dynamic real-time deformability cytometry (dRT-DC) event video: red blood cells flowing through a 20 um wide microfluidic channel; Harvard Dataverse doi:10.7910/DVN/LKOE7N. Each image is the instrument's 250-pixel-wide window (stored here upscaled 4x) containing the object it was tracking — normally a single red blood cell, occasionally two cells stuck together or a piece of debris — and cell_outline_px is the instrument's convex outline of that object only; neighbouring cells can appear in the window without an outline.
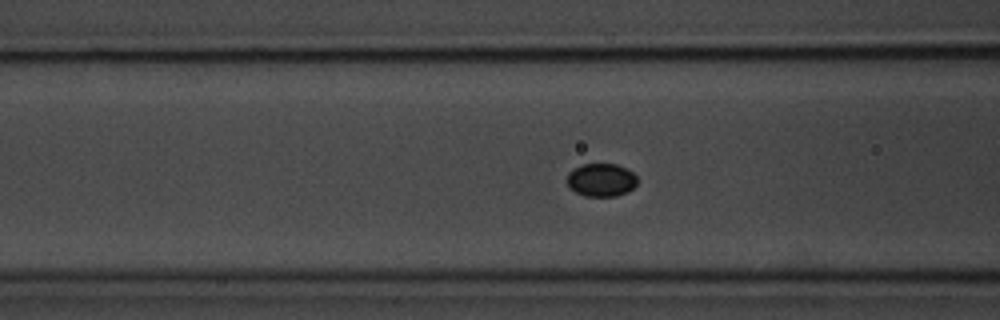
{"species": "common noctule bat (a hibernating species)", "species_latin": "Nyctalus noctula", "temperature_condition": "room temperature", "stored_images_in_passage": 58, "segment_of_instrument_passage": [1, 2], "camera_frame_rate_fps": 3000, "um_per_image_px": 0.085, "animal": {"sex": "male", "body_mass_g": 20.1, "forearm_length_mm": 53.5}, "frame": {"image": 1, "passage_image": 22, "time_ms": 7.0, "image_size_px": [1000, 320], "cell_outline_px": [[636, 184], [628, 192], [616, 196], [584, 196], [568, 188], [568, 172], [572, 168], [584, 164], [616, 164], [632, 172], [636, 176]], "centroid_in_image_um": [51.07, 15.3], "position_along_channel_um": 115.5, "area_um2": 13.53}}
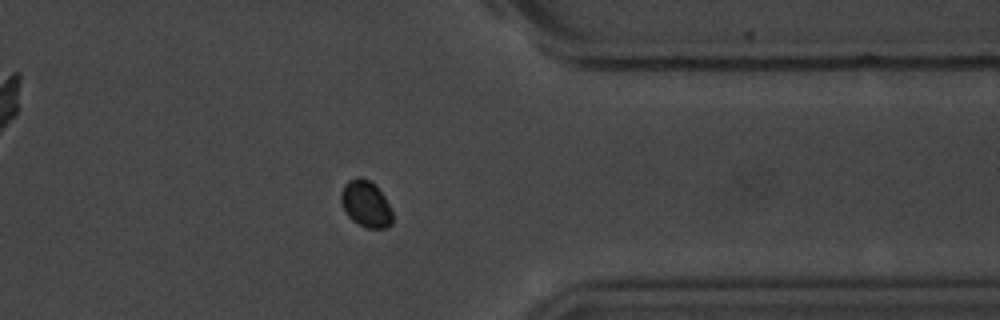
{"frame": {"image": 2, "passage_image": 45, "time_ms": 14.667, "image_size_px": [1000, 320], "cell_outline_px": [[392, 224], [384, 228], [364, 228], [352, 220], [348, 216], [340, 200], [340, 192], [344, 184], [348, 180], [356, 176], [360, 176], [376, 184], [384, 196], [392, 212]], "centroid_in_image_um": [31.08, 17.31], "position_along_channel_um": 380.3, "area_um2": 14.1}}
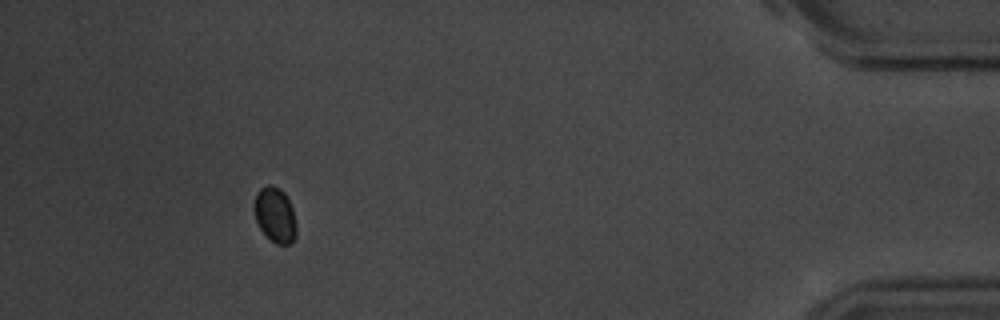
{"frame": {"image": 3, "passage_image": 52, "time_ms": 17.0, "image_size_px": [1000, 320], "cell_outline_px": [[296, 236], [288, 244], [276, 244], [260, 228], [256, 220], [252, 208], [256, 192], [260, 188], [268, 184], [280, 188], [284, 192], [292, 208], [296, 224]], "centroid_in_image_um": [23.35, 18.23], "position_along_channel_um": 411.8, "area_um2": 13.53}}